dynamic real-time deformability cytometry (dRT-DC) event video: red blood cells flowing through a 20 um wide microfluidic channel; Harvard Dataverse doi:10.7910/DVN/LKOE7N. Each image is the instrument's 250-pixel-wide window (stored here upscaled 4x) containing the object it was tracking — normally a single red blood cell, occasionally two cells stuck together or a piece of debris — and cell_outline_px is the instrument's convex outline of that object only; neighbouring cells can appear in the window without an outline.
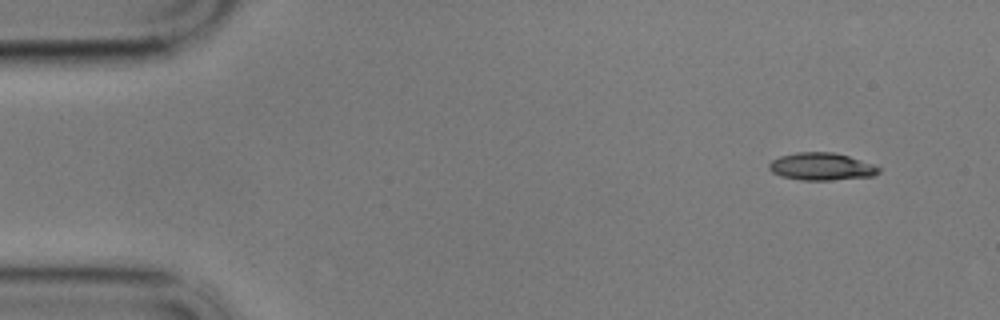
{"species": "common noctule bat (a hibernating species)", "species_latin": "Nyctalus noctula", "temperature_condition": "cold", "stored_images_in_passage": 54, "camera_frame_rate_fps": 3000, "um_per_image_px": 0.085, "animal": {"sex": "male", "body_mass_g": 17.9}, "frame": {"image": 1, "passage_image": 1, "time_ms": 0.0, "image_size_px": [1000, 320], "cell_outline_px": [[880, 172], [872, 176], [828, 180], [800, 180], [780, 176], [772, 172], [768, 168], [768, 164], [772, 160], [780, 156], [796, 152], [832, 152], [848, 156], [872, 164], [880, 168]], "centroid_in_image_um": [69.78, 14.16], "position_along_channel_um": 15.2, "area_um2": 17.46}}
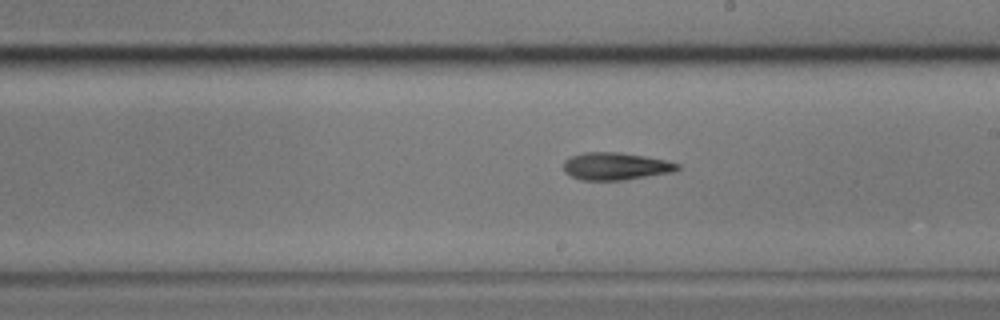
{"frame": {"image": 2, "passage_image": 29, "time_ms": 9.333, "image_size_px": [1000, 320], "cell_outline_px": [[680, 168], [676, 172], [624, 180], [580, 180], [564, 172], [564, 160], [572, 156], [584, 152], [620, 152], [644, 156], [664, 160], [680, 164]], "centroid_in_image_um": [52.35, 14.13], "position_along_channel_um": 236.7, "area_um2": 18.32}}
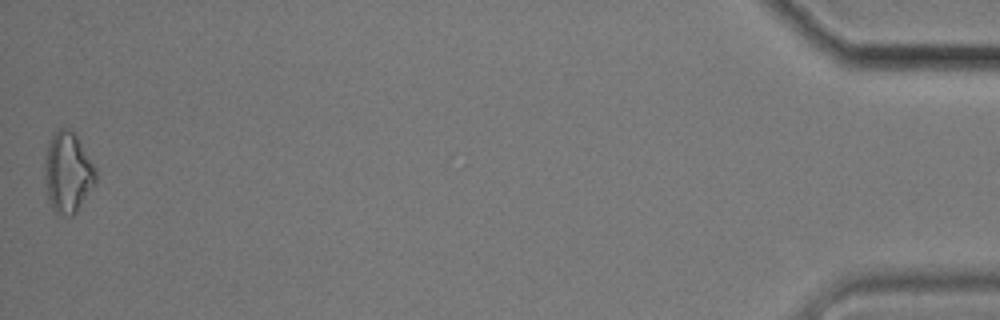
{"frame": {"image": 3, "passage_image": 54, "time_ms": 17.667, "image_size_px": [1000, 320], "cell_outline_px": [[96, 184], [76, 212], [72, 216], [68, 216], [56, 212], [52, 208], [48, 200], [44, 176], [44, 164], [48, 144], [56, 128], [68, 128], [76, 136], [96, 168]], "centroid_in_image_um": [5.76, 14.67], "position_along_channel_um": 429.4, "area_um2": 23.99}, "authors_computed_cell_mechanics": {"area_um2": 18.0914, "velocity_mm_per_s": 3.4388, "shape_relaxation_time_tau1_ms": 5.884, "shape_relaxation_time_tau2_ms": null, "deformation_change_tau1": 0.1419, "deformation_change_tau2": null}}